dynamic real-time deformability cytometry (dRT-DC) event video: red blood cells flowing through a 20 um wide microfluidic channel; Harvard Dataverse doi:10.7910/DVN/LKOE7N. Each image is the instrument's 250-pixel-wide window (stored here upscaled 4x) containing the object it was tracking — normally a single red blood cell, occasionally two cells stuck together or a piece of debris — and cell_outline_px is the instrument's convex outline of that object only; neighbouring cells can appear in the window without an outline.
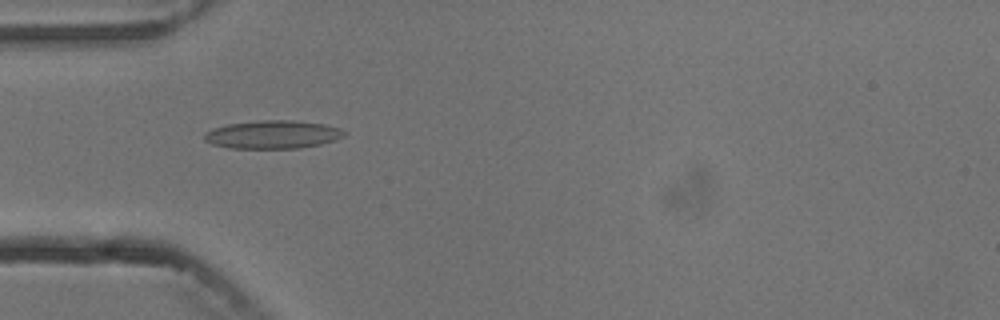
{"species": "common noctule bat (a hibernating species)", "species_latin": "Nyctalus noctula", "temperature_condition": "cold", "stored_images_in_passage": 4, "camera_frame_rate_fps": 3000, "um_per_image_px": 0.085, "animal": {"sex": "male", "body_mass_g": 13.3}, "frame": {"image": 1, "passage_image": 3, "time_ms": 2.333, "image_size_px": [1000, 320], "cell_outline_px": [[348, 132], [344, 136], [336, 140], [320, 144], [300, 148], [228, 148], [212, 144], [204, 140], [204, 136], [212, 128], [228, 124], [260, 120], [296, 120], [324, 124], [340, 128]], "centroid_in_image_um": [23.22, 11.43], "position_along_channel_um": 61.8, "area_um2": 23.06}}
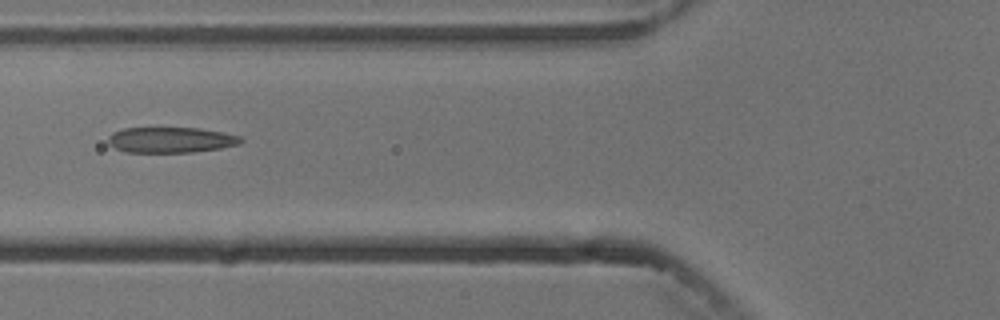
{"frame": {"image": 2, "passage_image": 4, "time_ms": 3.667, "image_size_px": [1000, 320], "cell_outline_px": [[244, 140], [240, 144], [220, 148], [192, 152], [124, 152], [108, 144], [108, 136], [112, 132], [124, 128], [200, 128], [240, 136]], "centroid_in_image_um": [14.5, 11.89], "position_along_channel_um": 111.3, "area_um2": 19.77}}